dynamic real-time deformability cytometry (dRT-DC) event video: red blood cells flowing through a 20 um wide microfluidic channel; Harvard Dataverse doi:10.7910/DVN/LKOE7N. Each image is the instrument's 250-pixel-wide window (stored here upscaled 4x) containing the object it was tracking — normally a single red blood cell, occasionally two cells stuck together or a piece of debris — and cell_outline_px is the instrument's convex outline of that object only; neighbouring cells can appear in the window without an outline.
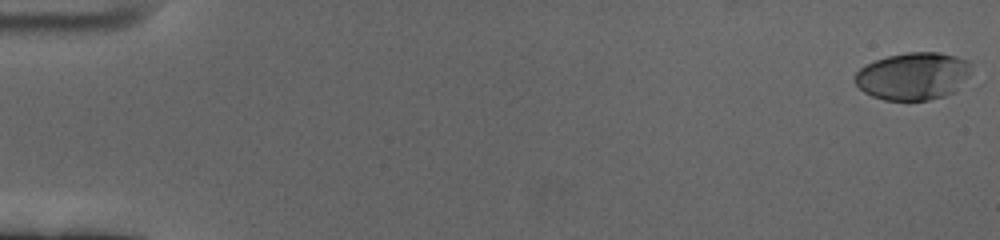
{"species": "human", "species_latin": "Homo sapiens", "temperature_condition": "cold", "stored_images_in_passage": 61, "camera_frame_rate_fps": 3000, "um_per_image_px": 0.085, "donor": {"sex": "female"}, "frame": {"image": 1, "passage_image": 1, "time_ms": 0.0, "image_size_px": [1000, 240], "cell_outline_px": [[972, 72], [956, 92], [944, 96], [928, 100], [884, 100], [872, 96], [864, 92], [856, 84], [856, 72], [860, 68], [876, 60], [888, 56], [908, 52], [940, 52], [956, 56], [968, 60], [972, 64]], "centroid_in_image_um": [77.68, 6.47], "position_along_channel_um": 7.3, "area_um2": 32.43}}
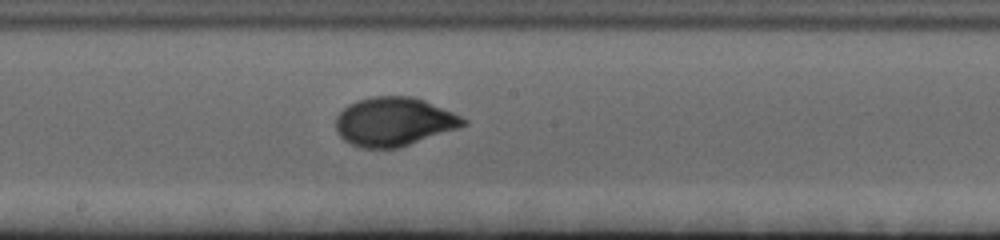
{"frame": {"image": 2, "passage_image": 34, "time_ms": 11.0, "image_size_px": [1000, 240], "cell_outline_px": [[468, 124], [400, 148], [364, 148], [352, 144], [344, 140], [336, 132], [336, 116], [348, 104], [356, 100], [372, 96], [412, 96], [424, 100], [452, 112], [468, 120]], "centroid_in_image_um": [33.46, 10.34], "position_along_channel_um": 214.7, "area_um2": 36.18}}
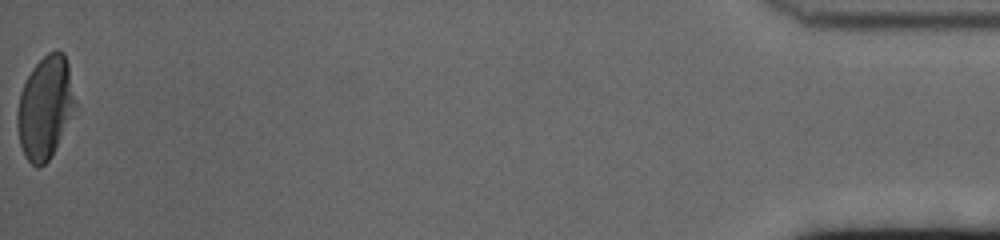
{"frame": {"image": 3, "passage_image": 61, "time_ms": 20.0, "image_size_px": [1000, 240], "cell_outline_px": [[76, 104], [48, 160], [44, 164], [36, 168], [24, 156], [20, 144], [16, 124], [16, 112], [20, 92], [32, 68], [48, 52], [56, 48], [64, 52], [68, 64]], "centroid_in_image_um": [3.8, 9.09], "position_along_channel_um": 431.4, "area_um2": 34.1}, "authors_computed_cell_mechanics": {"area_um2": 34.2754, "velocity_mm_per_s": 3.4053, "shape_relaxation_time_tau1_ms": 3.4987, "shape_relaxation_time_tau2_ms": null, "deformation_change_tau1": 0.1854, "deformation_change_tau2": null}}